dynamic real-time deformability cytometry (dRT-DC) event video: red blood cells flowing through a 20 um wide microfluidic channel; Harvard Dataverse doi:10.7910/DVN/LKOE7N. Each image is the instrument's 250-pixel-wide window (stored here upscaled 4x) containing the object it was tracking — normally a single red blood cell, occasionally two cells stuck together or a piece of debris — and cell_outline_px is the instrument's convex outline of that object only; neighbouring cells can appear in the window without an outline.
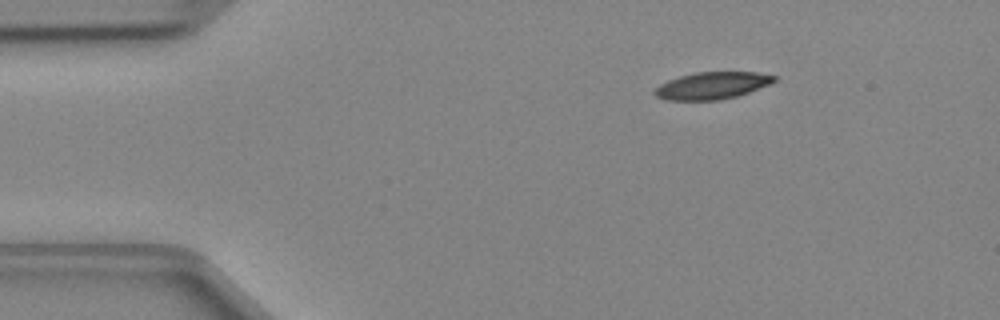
{"species": "Egyptian fruit bat (a non-hibernating species)", "species_latin": "Rousettus aegyptiacus", "temperature_condition": "cold", "stored_images_in_passage": 41, "camera_frame_rate_fps": 3000, "um_per_image_px": 0.085, "animal": {"sex": "female"}, "frame": {"image": 1, "passage_image": 1, "time_ms": 0.0, "image_size_px": [1000, 320], "cell_outline_px": [[776, 80], [768, 84], [748, 92], [736, 96], [720, 100], [668, 100], [656, 96], [652, 92], [660, 84], [668, 80], [680, 76], [696, 72], [756, 72], [776, 76]], "centroid_in_image_um": [60.49, 7.27], "position_along_channel_um": 24.5, "area_um2": 18.67}}
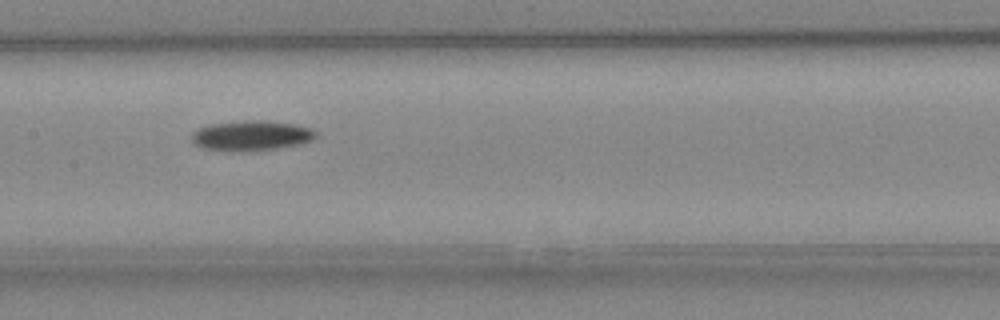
{"frame": {"image": 2, "passage_image": 17, "time_ms": 5.333, "image_size_px": [1000, 320], "cell_outline_px": [[316, 136], [312, 140], [300, 144], [276, 148], [240, 152], [204, 148], [196, 144], [192, 140], [192, 132], [208, 124], [244, 120], [260, 120], [296, 124], [312, 128], [316, 132]], "centroid_in_image_um": [21.37, 11.52], "position_along_channel_um": 186.0, "area_um2": 21.73}}
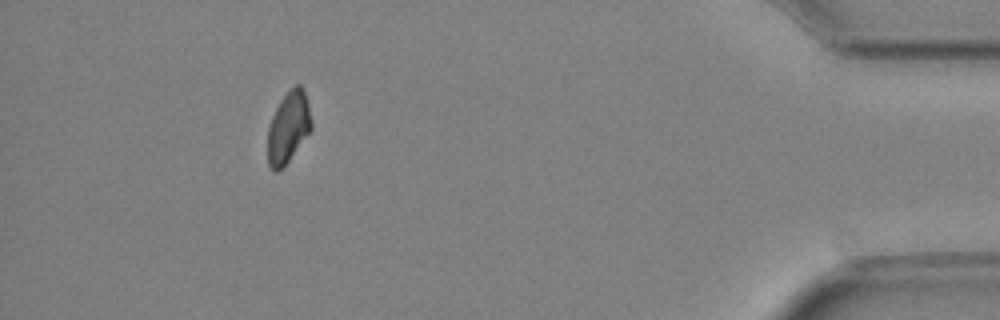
{"frame": {"image": 3, "passage_image": 37, "time_ms": 12.0, "image_size_px": [1000, 320], "cell_outline_px": [[312, 128], [288, 160], [276, 172], [272, 172], [268, 164], [268, 128], [272, 116], [280, 100], [296, 84], [300, 84], [304, 88], [312, 120]], "centroid_in_image_um": [24.5, 10.8], "position_along_channel_um": 410.7, "area_um2": 17.86}}